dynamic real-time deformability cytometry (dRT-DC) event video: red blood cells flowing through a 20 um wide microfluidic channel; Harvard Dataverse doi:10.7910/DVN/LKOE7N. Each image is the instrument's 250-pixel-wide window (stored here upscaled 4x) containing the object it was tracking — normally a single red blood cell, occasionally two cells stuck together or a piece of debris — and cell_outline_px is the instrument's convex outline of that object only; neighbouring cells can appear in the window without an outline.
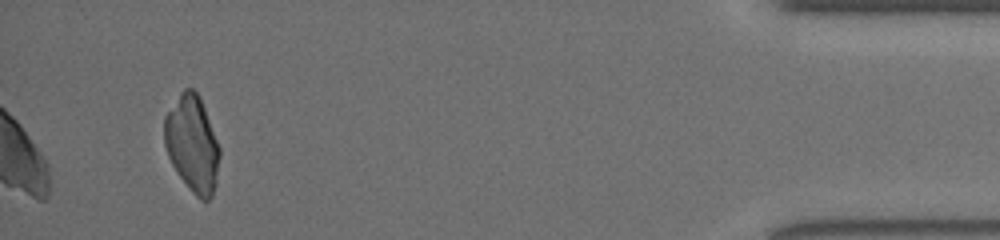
{"species": "common noctule bat (a hibernating species)", "species_latin": "Nyctalus noctula", "temperature_condition": "room temperature", "stored_images_in_passage": 34, "camera_frame_rate_fps": 3000, "um_per_image_px": 0.085, "animal": {"sex": "female", "body_mass_g": 19.5, "forearm_length_mm": 54.1}, "frame": {"image": 1, "passage_image": 34, "time_ms": 11.0, "image_size_px": [1000, 240], "cell_outline_px": [[220, 156], [216, 184], [212, 196], [208, 200], [200, 200], [192, 192], [176, 172], [168, 156], [164, 144], [164, 116], [180, 92], [184, 88], [192, 88], [200, 96], [220, 148]], "centroid_in_image_um": [16.34, 12.22], "position_along_channel_um": 418.9, "area_um2": 31.21}}